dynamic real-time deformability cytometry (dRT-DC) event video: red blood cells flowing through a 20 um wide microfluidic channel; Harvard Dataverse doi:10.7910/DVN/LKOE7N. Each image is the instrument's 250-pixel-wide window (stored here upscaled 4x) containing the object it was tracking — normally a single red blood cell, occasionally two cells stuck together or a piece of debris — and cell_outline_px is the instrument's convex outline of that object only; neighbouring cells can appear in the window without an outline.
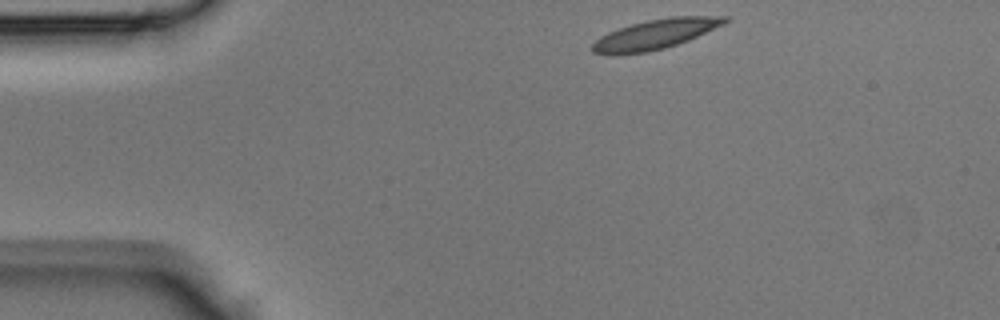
{"species": "Egyptian fruit bat (a non-hibernating species)", "species_latin": "Rousettus aegyptiacus", "temperature_condition": "room temperature", "stored_images_in_passage": 37, "camera_frame_rate_fps": 3000, "um_per_image_px": 0.085, "animal": {"sex": "male"}, "frame": {"image": 1, "passage_image": 1, "time_ms": 0.0, "image_size_px": [1000, 320], "cell_outline_px": [[728, 20], [724, 24], [688, 40], [664, 48], [648, 52], [612, 56], [608, 56], [592, 52], [592, 44], [600, 36], [608, 32], [632, 24], [648, 20], [672, 16], [728, 16]], "centroid_in_image_um": [55.65, 2.93], "position_along_channel_um": 29.4, "area_um2": 23.0}}
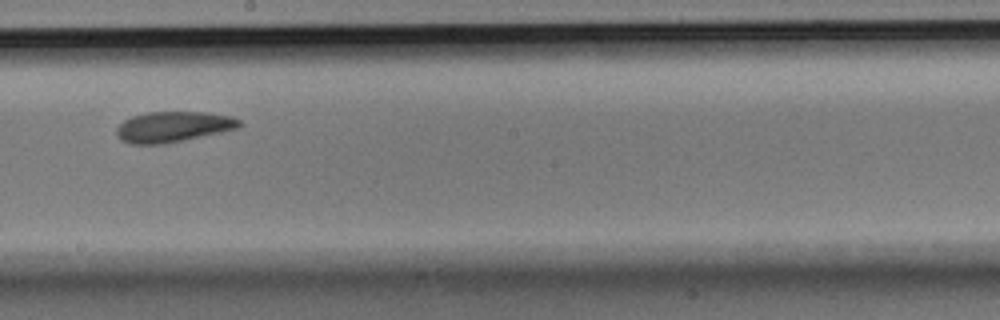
{"frame": {"image": 2, "passage_image": 18, "time_ms": 5.667, "image_size_px": [1000, 320], "cell_outline_px": [[244, 124], [240, 128], [164, 144], [132, 144], [120, 140], [116, 136], [116, 128], [124, 120], [132, 116], [148, 112], [208, 112], [232, 116], [240, 120]], "centroid_in_image_um": [14.73, 10.77], "position_along_channel_um": 233.5, "area_um2": 22.08}}
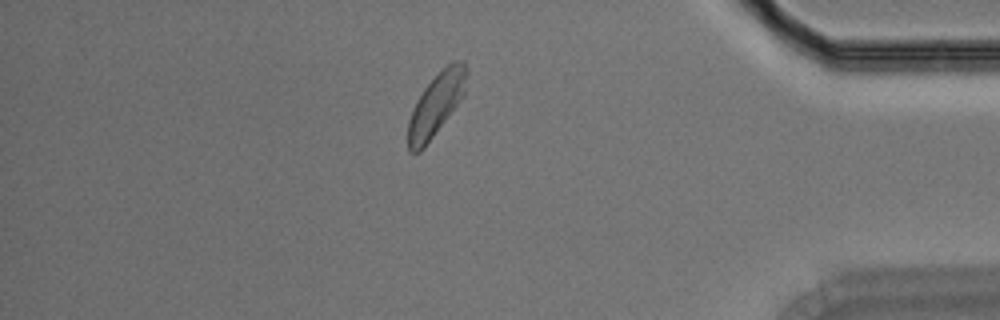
{"frame": {"image": 3, "passage_image": 31, "time_ms": 10.0, "image_size_px": [1000, 320], "cell_outline_px": [[468, 72], [464, 96], [424, 148], [420, 152], [408, 152], [408, 120], [412, 108], [416, 100], [424, 88], [452, 60], [464, 60], [468, 68]], "centroid_in_image_um": [37.09, 8.87], "position_along_channel_um": 398.1, "area_um2": 21.44}}